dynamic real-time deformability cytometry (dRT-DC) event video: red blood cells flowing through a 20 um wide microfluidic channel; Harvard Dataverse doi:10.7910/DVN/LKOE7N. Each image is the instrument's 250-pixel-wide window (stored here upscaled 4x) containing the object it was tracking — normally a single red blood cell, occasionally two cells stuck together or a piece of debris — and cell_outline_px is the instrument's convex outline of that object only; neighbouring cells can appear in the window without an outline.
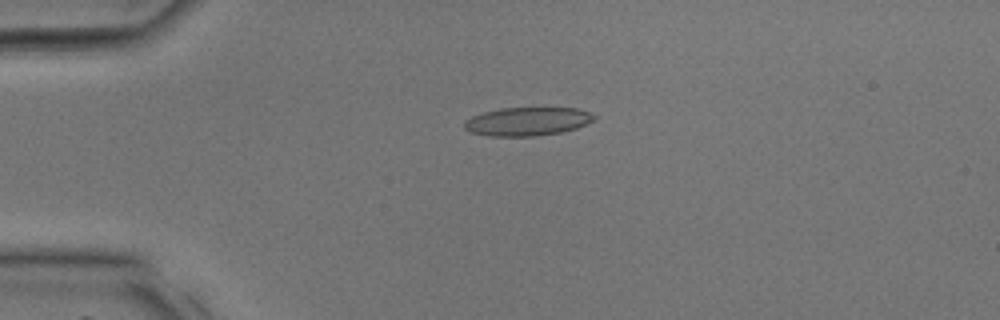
{"species": "common noctule bat (a hibernating species)", "species_latin": "Nyctalus noctula", "temperature_condition": "room temperature", "stored_images_in_passage": 22, "camera_frame_rate_fps": 3000, "um_per_image_px": 0.085, "animal": {"sex": "male", "body_mass_g": 17.9, "forearm_length_mm": 54.2}, "frame": {"image": 1, "passage_image": 1, "time_ms": 0.0, "image_size_px": [1000, 320], "cell_outline_px": [[596, 116], [588, 124], [576, 128], [560, 132], [536, 136], [488, 136], [472, 132], [464, 128], [464, 120], [472, 116], [484, 112], [500, 108], [576, 108], [588, 112]], "centroid_in_image_um": [44.8, 10.32], "position_along_channel_um": 40.2, "area_um2": 21.44}}
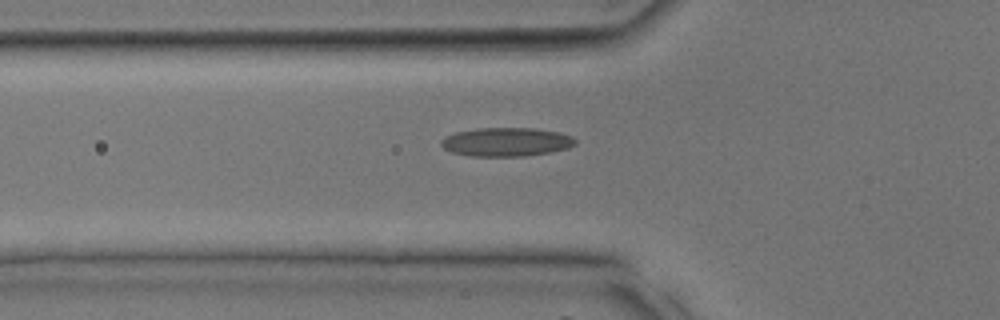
{"frame": {"image": 2, "passage_image": 5, "time_ms": 1.333, "image_size_px": [1000, 320], "cell_outline_px": [[576, 144], [568, 148], [552, 152], [524, 156], [472, 156], [452, 152], [444, 148], [440, 144], [440, 140], [456, 132], [476, 128], [536, 128], [560, 132], [572, 136], [576, 140]], "centroid_in_image_um": [43.07, 12.06], "position_along_channel_um": 82.7, "area_um2": 22.54}}
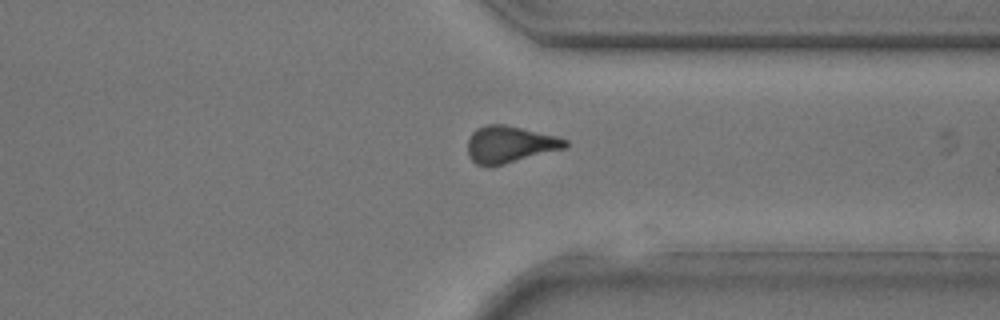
{"frame": {"image": 3, "passage_image": 20, "time_ms": 6.333, "image_size_px": [1000, 320], "cell_outline_px": [[568, 148], [488, 168], [476, 164], [468, 156], [468, 140], [472, 132], [476, 128], [488, 124], [504, 124], [556, 136], [568, 140]], "centroid_in_image_um": [43.32, 12.29], "position_along_channel_um": 368.1, "area_um2": 21.21}}